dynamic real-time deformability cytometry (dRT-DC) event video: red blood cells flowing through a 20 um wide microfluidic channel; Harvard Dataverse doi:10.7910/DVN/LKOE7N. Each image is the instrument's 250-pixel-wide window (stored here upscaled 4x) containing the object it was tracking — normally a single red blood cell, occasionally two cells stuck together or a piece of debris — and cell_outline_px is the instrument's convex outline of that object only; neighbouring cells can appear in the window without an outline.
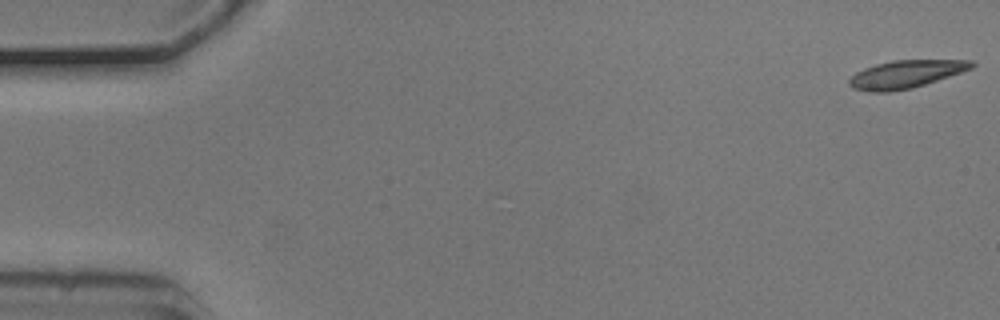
{"species": "common noctule bat (a hibernating species)", "species_latin": "Nyctalus noctula", "temperature_condition": "cold", "stored_images_in_passage": 6, "camera_frame_rate_fps": 3000, "um_per_image_px": 0.085, "animal": {"sex": "male", "body_mass_g": 20.5, "forearm_length_mm": 52.5}, "frame": {"image": 1, "passage_image": 1, "time_ms": 0.0, "image_size_px": [1000, 320], "cell_outline_px": [[976, 64], [972, 68], [912, 88], [888, 92], [868, 92], [852, 88], [848, 84], [848, 80], [856, 72], [864, 68], [876, 64], [892, 60], [972, 60]], "centroid_in_image_um": [76.94, 6.31], "position_along_channel_um": 8.1, "area_um2": 19.71}}
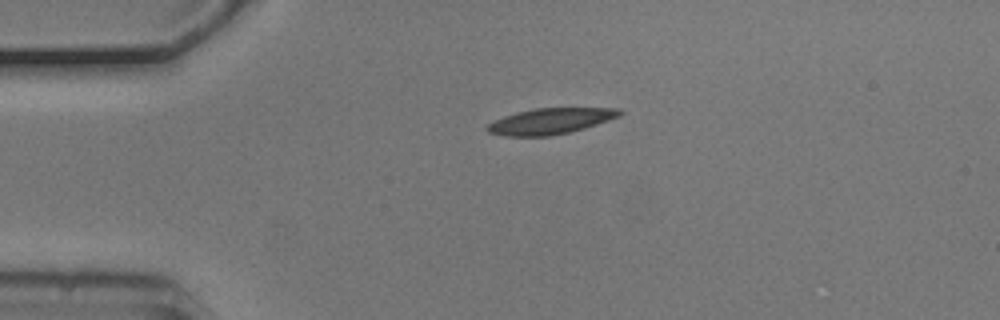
{"frame": {"image": 2, "passage_image": 4, "time_ms": 1.0, "image_size_px": [1000, 320], "cell_outline_px": [[624, 112], [620, 116], [584, 128], [568, 132], [548, 136], [504, 136], [488, 132], [484, 128], [492, 120], [516, 112], [532, 108], [620, 108]], "centroid_in_image_um": [46.74, 10.29], "position_along_channel_um": 38.3, "area_um2": 20.06}}